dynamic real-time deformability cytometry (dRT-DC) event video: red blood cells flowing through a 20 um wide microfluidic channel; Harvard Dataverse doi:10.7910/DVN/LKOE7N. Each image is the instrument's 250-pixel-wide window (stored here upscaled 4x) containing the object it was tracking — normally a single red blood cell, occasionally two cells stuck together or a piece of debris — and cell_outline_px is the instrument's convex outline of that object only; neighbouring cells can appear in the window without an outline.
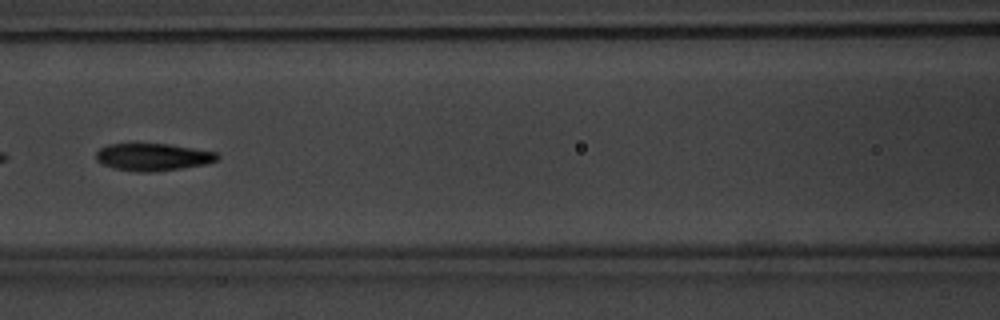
{"species": "common noctule bat (a hibernating species)", "species_latin": "Nyctalus noctula", "temperature_condition": "warm", "stored_images_in_passage": 4, "camera_frame_rate_fps": 3000, "um_per_image_px": 0.085, "animal": {"sex": "male", "body_mass_g": 20.1, "forearm_length_mm": 53.5}, "frame": {"image": 1, "passage_image": 3, "time_ms": 2.667, "image_size_px": [1000, 320], "cell_outline_px": [[220, 156], [216, 160], [208, 164], [156, 172], [136, 172], [112, 168], [96, 160], [96, 152], [100, 148], [108, 144], [168, 144], [216, 152]], "centroid_in_image_um": [12.99, 13.36], "position_along_channel_um": 153.6, "area_um2": 19.36}}
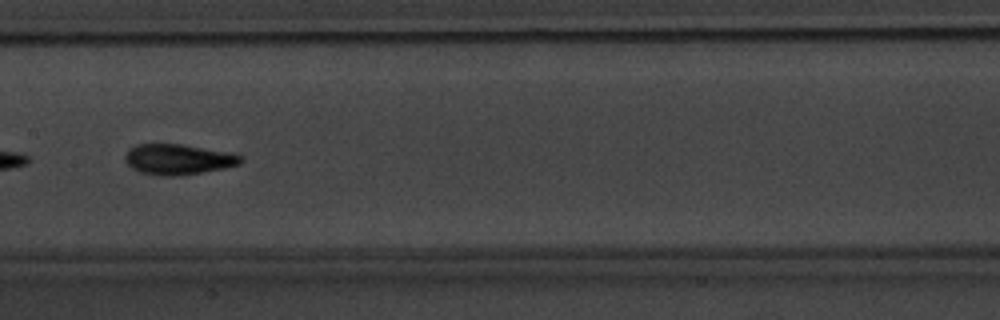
{"frame": {"image": 2, "passage_image": 4, "time_ms": 3.667, "image_size_px": [1000, 320], "cell_outline_px": [[244, 160], [240, 164], [224, 168], [176, 176], [160, 176], [140, 172], [132, 168], [124, 160], [124, 156], [128, 148], [136, 144], [180, 144], [236, 152], [244, 156]], "centroid_in_image_um": [15.18, 13.53], "position_along_channel_um": 192.2, "area_um2": 20.92}}